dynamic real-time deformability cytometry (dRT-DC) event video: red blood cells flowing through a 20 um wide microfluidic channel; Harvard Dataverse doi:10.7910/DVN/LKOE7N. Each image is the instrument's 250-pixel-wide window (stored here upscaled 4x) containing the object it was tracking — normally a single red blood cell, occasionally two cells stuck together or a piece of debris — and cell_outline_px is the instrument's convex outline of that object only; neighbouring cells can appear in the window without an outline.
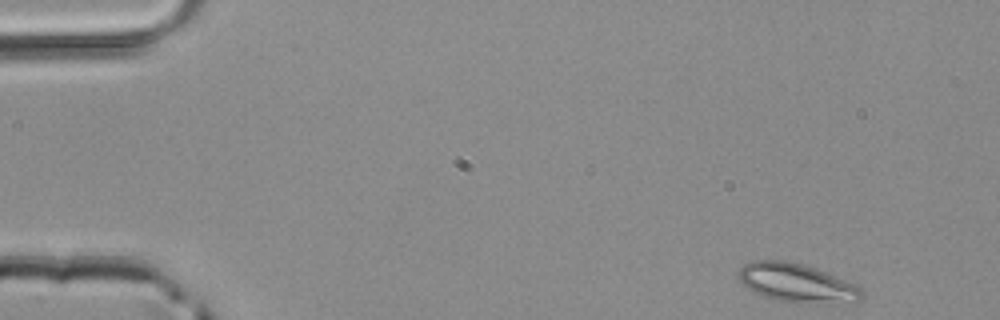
{"species": "common noctule bat (a hibernating species)", "species_latin": "Nyctalus noctula", "temperature_condition": "room temperature", "stored_images_in_passage": 45, "camera_frame_rate_fps": 3000, "um_per_image_px": 0.085, "animal": {"sex": "male", "body_mass_g": 20.4}, "frame": {"image": 1, "passage_image": 1, "time_ms": 0.0, "image_size_px": [1000, 320], "cell_outline_px": [[864, 296], [860, 300], [832, 304], [800, 304], [780, 300], [764, 296], [748, 288], [736, 276], [740, 268], [744, 264], [752, 260], [784, 260], [816, 268], [844, 280], [860, 288], [864, 292]], "centroid_in_image_um": [67.72, 24.06], "position_along_channel_um": 17.3, "area_um2": 27.8}}
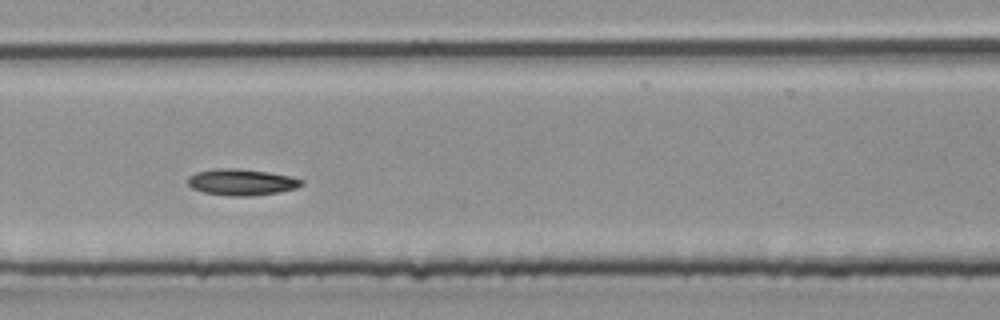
{"frame": {"image": 2, "passage_image": 21, "time_ms": 6.667, "image_size_px": [1000, 320], "cell_outline_px": [[304, 184], [296, 188], [276, 192], [252, 196], [228, 196], [204, 192], [192, 188], [188, 184], [188, 176], [196, 172], [216, 168], [232, 168], [268, 172], [288, 176], [304, 180]], "centroid_in_image_um": [20.51, 15.48], "position_along_channel_um": 186.9, "area_um2": 17.34}}
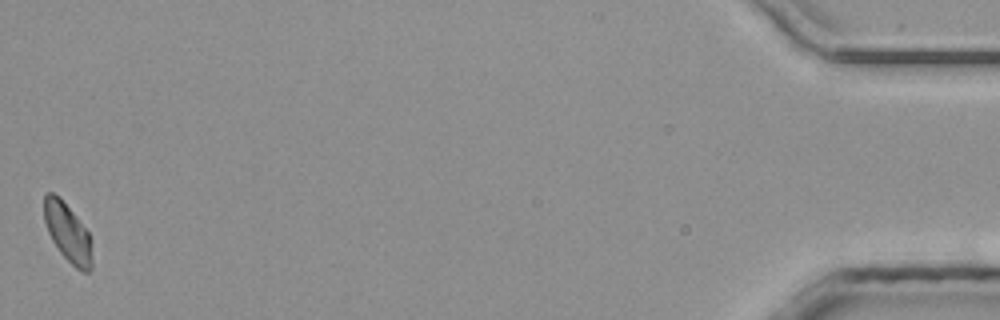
{"frame": {"image": 3, "passage_image": 45, "time_ms": 14.667, "image_size_px": [1000, 320], "cell_outline_px": [[92, 268], [88, 272], [84, 272], [76, 268], [60, 252], [52, 240], [48, 232], [44, 220], [44, 196], [48, 192], [52, 192], [60, 196], [88, 232], [92, 240]], "centroid_in_image_um": [5.77, 19.77], "position_along_channel_um": 429.4, "area_um2": 16.42}}